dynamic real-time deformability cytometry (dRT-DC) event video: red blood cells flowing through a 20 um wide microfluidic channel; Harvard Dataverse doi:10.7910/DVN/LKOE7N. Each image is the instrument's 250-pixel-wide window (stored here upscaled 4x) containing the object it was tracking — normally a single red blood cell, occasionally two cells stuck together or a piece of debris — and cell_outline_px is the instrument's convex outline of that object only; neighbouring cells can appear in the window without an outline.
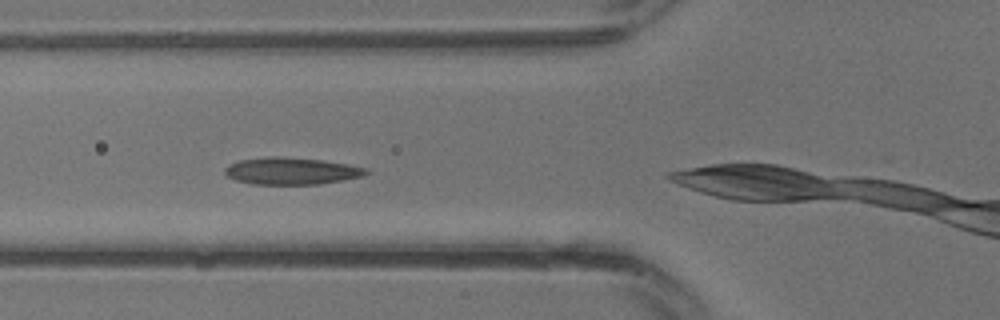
{"species": "common noctule bat (a hibernating species)", "species_latin": "Nyctalus noctula", "temperature_condition": "warm", "stored_images_in_passage": 13, "camera_frame_rate_fps": 3000, "um_per_image_px": 0.085, "animal": {"sex": "male", "body_mass_g": 13.3}, "frame": {"image": 1, "passage_image": 3, "time_ms": 0.667, "image_size_px": [1000, 320], "cell_outline_px": [[368, 172], [364, 176], [320, 184], [252, 184], [236, 180], [224, 176], [224, 168], [228, 164], [240, 160], [268, 156], [284, 156], [324, 160], [348, 164], [368, 168]], "centroid_in_image_um": [24.74, 14.52], "position_along_channel_um": 101.1, "area_um2": 22.54}}
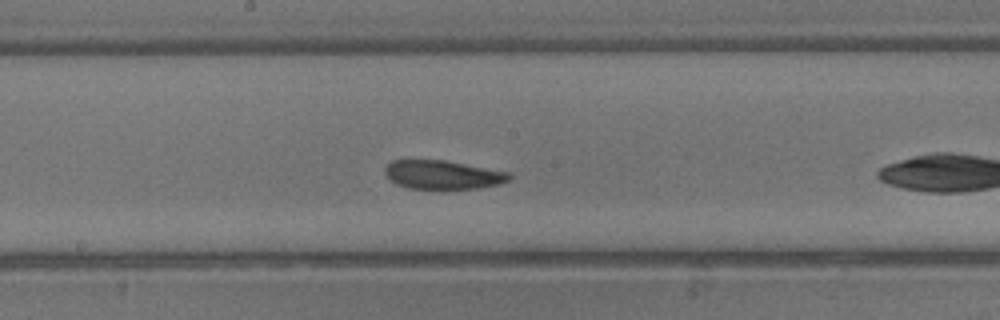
{"frame": {"image": 2, "passage_image": 8, "time_ms": 2.333, "image_size_px": [1000, 320], "cell_outline_px": [[512, 176], [508, 180], [500, 184], [480, 188], [444, 192], [408, 188], [396, 184], [384, 172], [384, 168], [392, 160], [444, 160], [512, 172]], "centroid_in_image_um": [37.68, 14.9], "position_along_channel_um": 210.5, "area_um2": 21.79}}
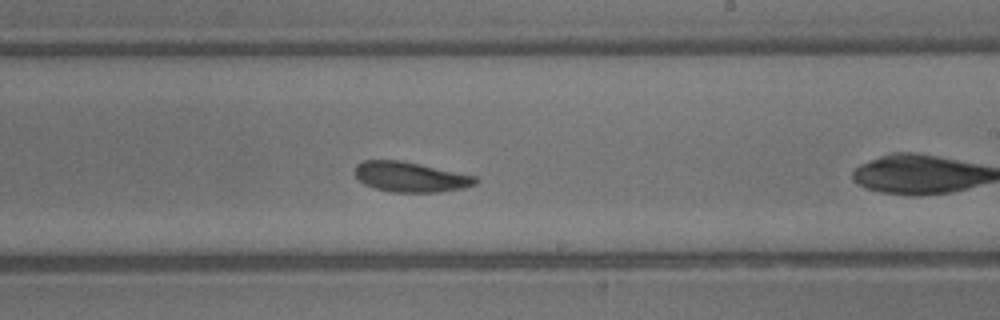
{"frame": {"image": 3, "passage_image": 10, "time_ms": 3.0, "image_size_px": [1000, 320], "cell_outline_px": [[480, 180], [476, 184], [464, 188], [436, 192], [392, 192], [376, 188], [364, 184], [356, 176], [356, 164], [364, 160], [400, 160], [420, 164], [476, 176]], "centroid_in_image_um": [34.91, 15.04], "position_along_channel_um": 254.1, "area_um2": 21.04}}